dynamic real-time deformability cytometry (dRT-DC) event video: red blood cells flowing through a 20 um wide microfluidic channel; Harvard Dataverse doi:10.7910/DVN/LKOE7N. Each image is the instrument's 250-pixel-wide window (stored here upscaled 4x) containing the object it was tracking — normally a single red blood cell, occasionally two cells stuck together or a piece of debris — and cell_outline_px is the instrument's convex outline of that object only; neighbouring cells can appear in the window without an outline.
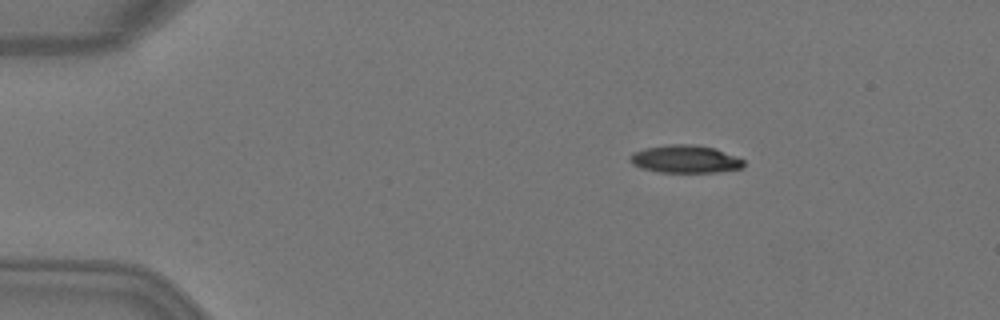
{"species": "Egyptian fruit bat (a non-hibernating species)", "species_latin": "Rousettus aegyptiacus", "temperature_condition": "warm", "stored_images_in_passage": 5, "camera_frame_rate_fps": 3000, "um_per_image_px": 0.085, "animal": {"sex": "female"}, "frame": {"image": 1, "passage_image": 3, "time_ms": 0.667, "image_size_px": [1000, 320], "cell_outline_px": [[744, 168], [716, 172], [660, 172], [640, 168], [632, 164], [628, 160], [628, 156], [632, 152], [644, 148], [668, 144], [688, 144], [716, 148], [736, 156], [744, 160]], "centroid_in_image_um": [58.21, 13.52], "position_along_channel_um": 26.8, "area_um2": 18.61}}
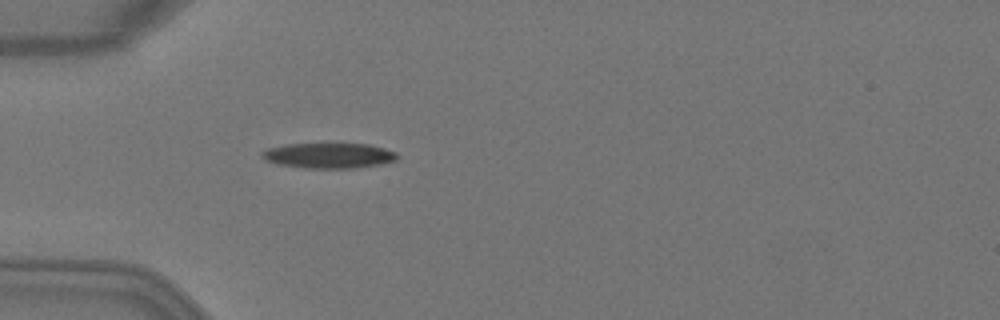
{"frame": {"image": 2, "passage_image": 5, "time_ms": 1.333, "image_size_px": [1000, 320], "cell_outline_px": [[400, 156], [396, 160], [380, 164], [356, 168], [304, 168], [276, 164], [264, 160], [260, 156], [260, 152], [268, 148], [284, 144], [368, 144], [384, 148], [396, 152]], "centroid_in_image_um": [27.91, 13.23], "position_along_channel_um": 57.1, "area_um2": 20.11}}